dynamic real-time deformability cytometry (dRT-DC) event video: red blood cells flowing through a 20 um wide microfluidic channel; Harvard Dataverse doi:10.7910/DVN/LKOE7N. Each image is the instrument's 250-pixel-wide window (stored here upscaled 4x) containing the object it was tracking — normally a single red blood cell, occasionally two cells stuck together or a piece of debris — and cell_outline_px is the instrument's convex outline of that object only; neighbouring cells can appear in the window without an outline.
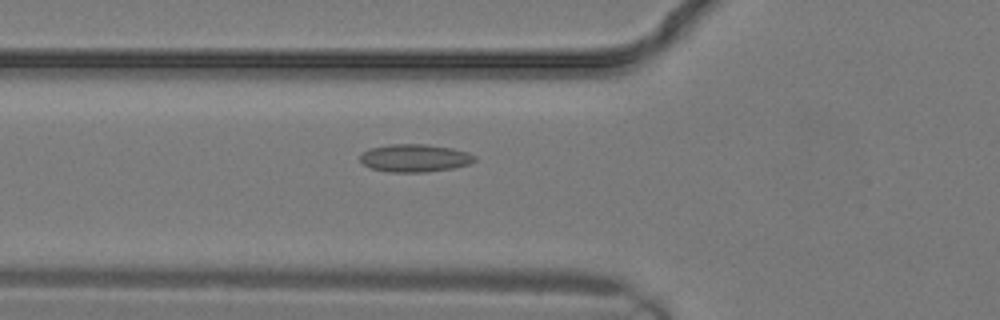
{"species": "common noctule bat (a hibernating species)", "species_latin": "Nyctalus noctula", "temperature_condition": "warm", "stored_images_in_passage": 6, "camera_frame_rate_fps": 3000, "um_per_image_px": 0.085, "animal": {"sex": "male", "body_mass_g": 19.2, "forearm_length_mm": 51.8}, "frame": {"image": 1, "passage_image": 5, "time_ms": 1.333, "image_size_px": [1000, 320], "cell_outline_px": [[476, 160], [468, 164], [452, 168], [424, 172], [388, 172], [372, 168], [364, 164], [360, 160], [360, 156], [368, 148], [388, 144], [424, 144], [452, 148], [468, 152], [476, 156]], "centroid_in_image_um": [35.25, 13.42], "position_along_channel_um": 90.6, "area_um2": 18.5}}